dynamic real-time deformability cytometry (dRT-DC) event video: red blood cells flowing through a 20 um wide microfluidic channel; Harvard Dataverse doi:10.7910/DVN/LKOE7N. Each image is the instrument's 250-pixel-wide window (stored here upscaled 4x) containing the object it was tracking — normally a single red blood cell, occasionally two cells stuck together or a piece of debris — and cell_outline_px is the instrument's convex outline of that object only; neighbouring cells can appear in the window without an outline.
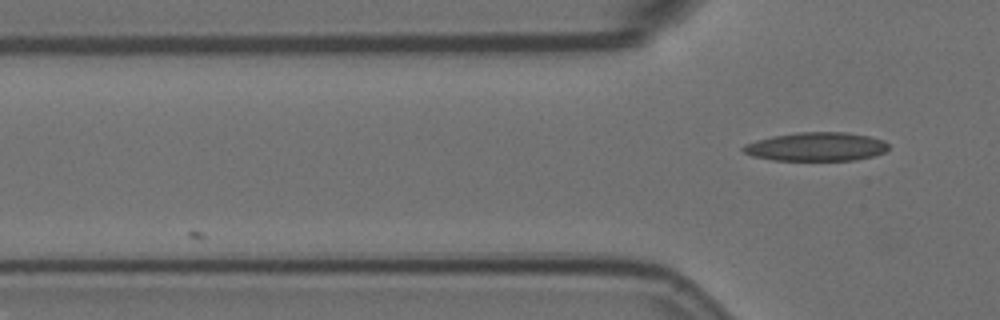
{"species": "Egyptian fruit bat (a non-hibernating species)", "species_latin": "Rousettus aegyptiacus", "temperature_condition": "room temperature", "stored_images_in_passage": 3, "camera_frame_rate_fps": 3000, "um_per_image_px": 0.085, "animal": {"sex": "female"}, "frame": {"image": 1, "passage_image": 3, "time_ms": 0.667, "image_size_px": [1000, 320], "cell_outline_px": [[888, 148], [884, 152], [872, 156], [852, 160], [772, 160], [752, 156], [744, 152], [740, 148], [744, 144], [756, 140], [772, 136], [796, 132], [844, 132], [868, 136], [884, 140], [888, 144]], "centroid_in_image_um": [69.34, 12.46], "position_along_channel_um": 56.5, "area_um2": 24.28}}